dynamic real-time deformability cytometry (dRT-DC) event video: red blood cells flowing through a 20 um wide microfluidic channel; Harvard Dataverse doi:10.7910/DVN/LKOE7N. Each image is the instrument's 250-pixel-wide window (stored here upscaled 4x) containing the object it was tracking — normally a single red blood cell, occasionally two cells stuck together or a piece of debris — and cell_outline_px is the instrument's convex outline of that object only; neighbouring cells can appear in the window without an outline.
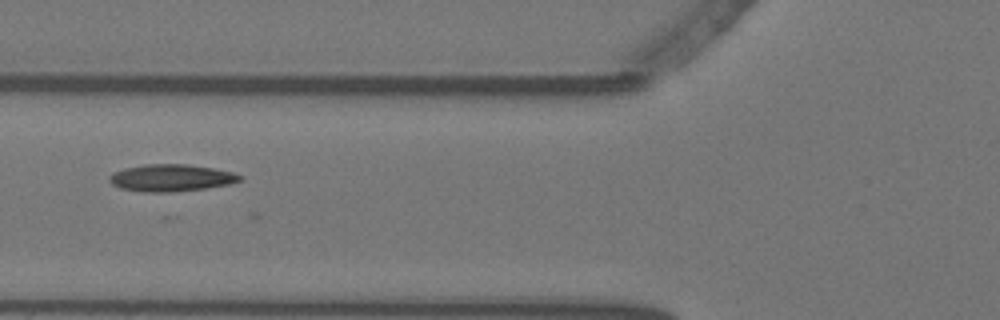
{"species": "Egyptian fruit bat (a non-hibernating species)", "species_latin": "Rousettus aegyptiacus", "temperature_condition": "warm", "stored_images_in_passage": 39, "camera_frame_rate_fps": 3000, "um_per_image_px": 0.085, "animal": {"sex": "female"}, "frame": {"image": 1, "passage_image": 3, "time_ms": 0.667, "image_size_px": [1000, 320], "cell_outline_px": [[240, 180], [228, 184], [204, 188], [172, 192], [144, 192], [120, 188], [112, 184], [108, 180], [108, 176], [112, 172], [124, 168], [144, 164], [184, 164], [212, 168], [232, 172], [240, 176]], "centroid_in_image_um": [14.45, 15.11], "position_along_channel_um": 111.3, "area_um2": 20.4}}
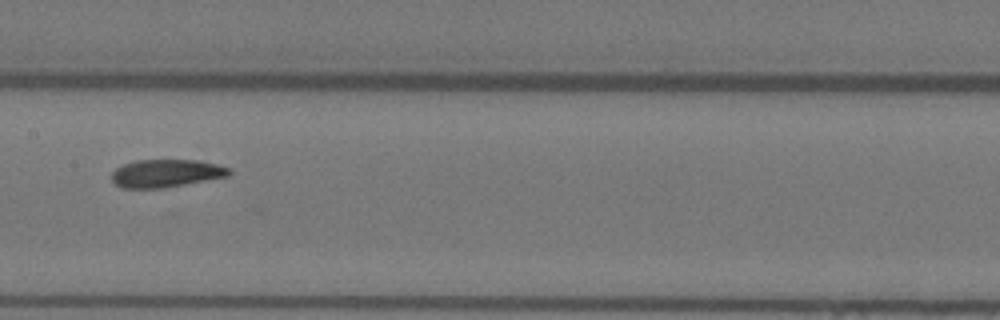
{"frame": {"image": 2, "passage_image": 10, "time_ms": 3.0, "image_size_px": [1000, 320], "cell_outline_px": [[232, 172], [228, 176], [184, 184], [160, 188], [120, 188], [112, 180], [112, 172], [116, 168], [124, 164], [136, 160], [196, 160], [216, 164], [232, 168]], "centroid_in_image_um": [14.12, 14.72], "position_along_channel_um": 193.3, "area_um2": 18.96}}
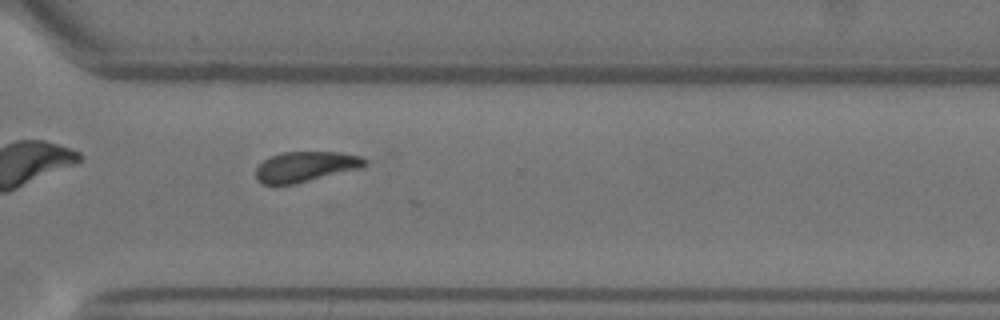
{"frame": {"image": 3, "passage_image": 23, "time_ms": 7.333, "image_size_px": [1000, 320], "cell_outline_px": [[368, 164], [364, 168], [296, 184], [264, 184], [256, 180], [256, 168], [268, 156], [280, 152], [340, 152], [360, 156], [368, 160]], "centroid_in_image_um": [26.02, 14.16], "position_along_channel_um": 344.6, "area_um2": 19.65}}